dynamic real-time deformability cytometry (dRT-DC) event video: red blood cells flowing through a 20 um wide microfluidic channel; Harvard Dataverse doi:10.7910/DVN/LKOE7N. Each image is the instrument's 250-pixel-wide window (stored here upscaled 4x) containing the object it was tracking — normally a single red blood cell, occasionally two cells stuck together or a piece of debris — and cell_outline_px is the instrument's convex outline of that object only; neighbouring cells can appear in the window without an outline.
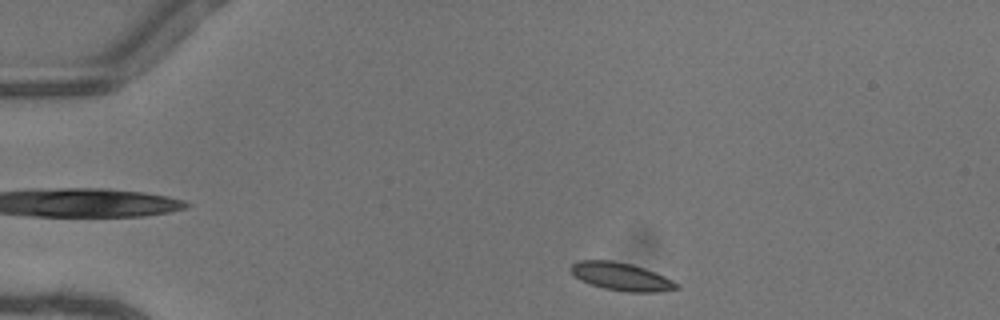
{"species": "common noctule bat (a hibernating species)", "species_latin": "Nyctalus noctula", "temperature_condition": "warm", "stored_images_in_passage": 43, "camera_frame_rate_fps": 3000, "um_per_image_px": 0.085, "animal": {"sex": "female"}, "frame": {"image": 1, "passage_image": 2, "time_ms": 0.333, "image_size_px": [1000, 320], "cell_outline_px": [[680, 288], [660, 292], [624, 292], [604, 288], [580, 280], [568, 268], [572, 264], [580, 260], [612, 260], [632, 264], [644, 268], [664, 276], [672, 280]], "centroid_in_image_um": [52.79, 23.51], "position_along_channel_um": 32.2, "area_um2": 17.11}}
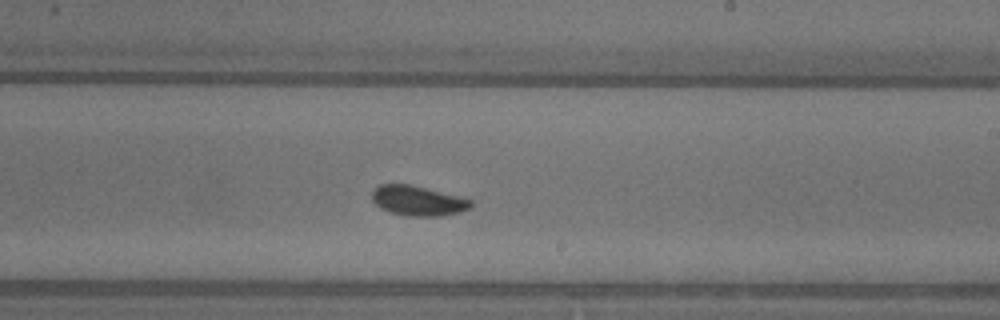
{"frame": {"image": 2, "passage_image": 23, "time_ms": 7.333, "image_size_px": [1000, 320], "cell_outline_px": [[472, 208], [460, 212], [440, 216], [408, 216], [392, 212], [380, 208], [372, 200], [372, 192], [380, 184], [412, 184], [460, 196], [472, 200]], "centroid_in_image_um": [35.56, 17.05], "position_along_channel_um": 253.4, "area_um2": 17.34}}
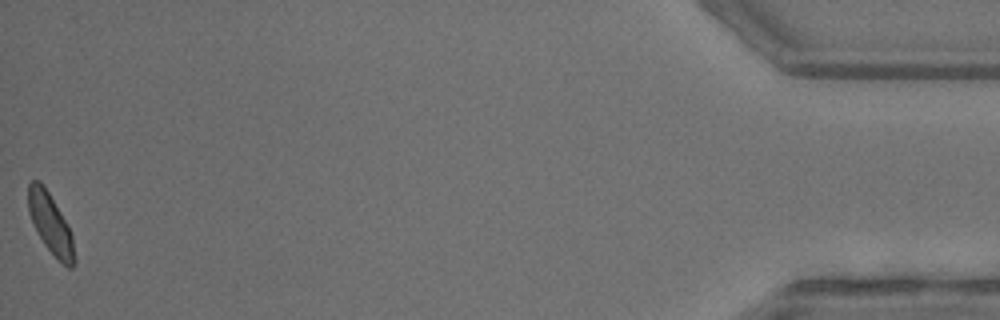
{"frame": {"image": 3, "passage_image": 43, "time_ms": 14.0, "image_size_px": [1000, 320], "cell_outline_px": [[76, 264], [72, 268], [68, 268], [44, 244], [28, 212], [28, 184], [32, 180], [40, 180], [48, 192], [60, 212], [72, 236], [76, 260]], "centroid_in_image_um": [4.29, 19.01], "position_along_channel_um": 430.9, "area_um2": 15.66}, "authors_computed_cell_mechanics": {"area_um2": 17.1088, "velocity_mm_per_s": 4.0861, "shape_relaxation_time_tau1_ms": 3.1689, "shape_relaxation_time_tau2_ms": 2.5922, "deformation_change_tau1": 0.0932, "deformation_change_tau2": 0.0835}}